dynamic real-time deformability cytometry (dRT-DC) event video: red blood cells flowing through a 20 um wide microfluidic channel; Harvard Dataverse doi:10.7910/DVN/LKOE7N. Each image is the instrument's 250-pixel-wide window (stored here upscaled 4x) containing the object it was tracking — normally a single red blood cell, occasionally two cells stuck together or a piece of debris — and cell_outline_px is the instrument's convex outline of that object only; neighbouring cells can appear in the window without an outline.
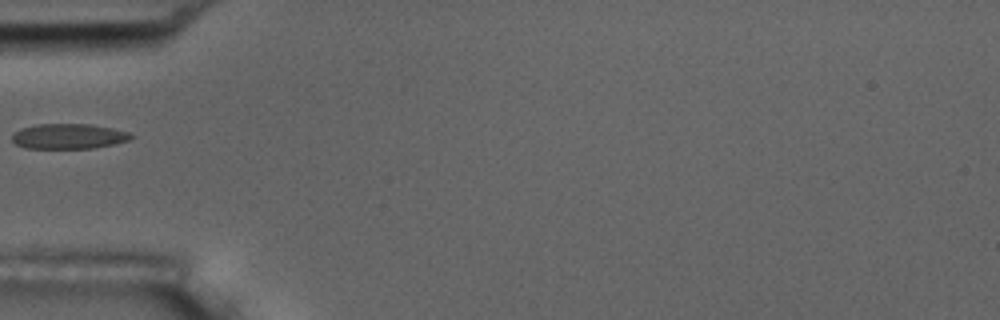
{"species": "common noctule bat (a hibernating species)", "species_latin": "Nyctalus noctula", "temperature_condition": "room temperature", "stored_images_in_passage": 8, "camera_frame_rate_fps": 3000, "um_per_image_px": 0.085, "animal": {"sex": "male", "body_mass_g": 17.5, "forearm_length_mm": 52.3}, "frame": {"image": 1, "passage_image": 4, "time_ms": 4.667, "image_size_px": [1000, 320], "cell_outline_px": [[136, 136], [128, 140], [116, 144], [92, 148], [24, 148], [16, 144], [12, 140], [12, 132], [20, 128], [36, 124], [88, 124], [112, 128], [128, 132]], "centroid_in_image_um": [5.81, 11.58], "position_along_channel_um": 79.2, "area_um2": 17.57}}
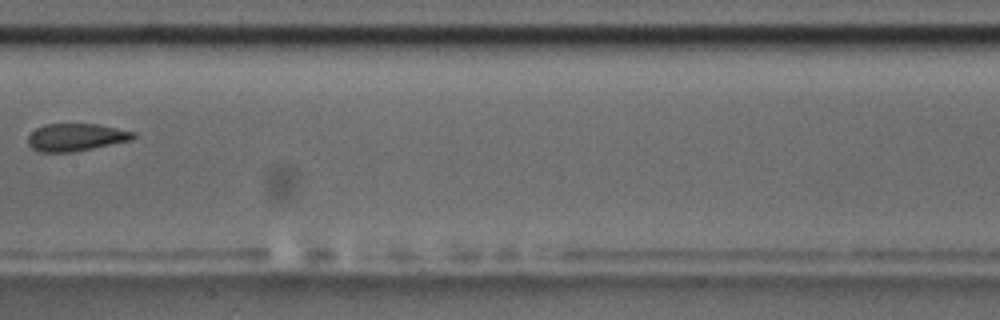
{"frame": {"image": 2, "passage_image": 7, "time_ms": 8.0, "image_size_px": [1000, 320], "cell_outline_px": [[136, 136], [132, 140], [72, 152], [40, 152], [32, 148], [28, 144], [28, 136], [36, 128], [44, 124], [96, 124], [136, 132]], "centroid_in_image_um": [6.45, 11.66], "position_along_channel_um": 201.0, "area_um2": 16.82}}
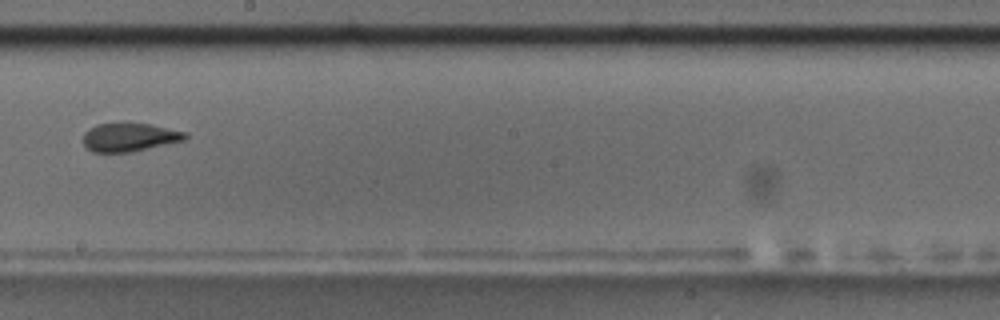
{"frame": {"image": 3, "passage_image": 8, "time_ms": 9.0, "image_size_px": [1000, 320], "cell_outline_px": [[188, 136], [184, 140], [132, 152], [92, 152], [84, 144], [84, 132], [88, 128], [96, 124], [124, 120], [148, 124], [188, 132]], "centroid_in_image_um": [10.98, 11.62], "position_along_channel_um": 237.2, "area_um2": 17.46}}